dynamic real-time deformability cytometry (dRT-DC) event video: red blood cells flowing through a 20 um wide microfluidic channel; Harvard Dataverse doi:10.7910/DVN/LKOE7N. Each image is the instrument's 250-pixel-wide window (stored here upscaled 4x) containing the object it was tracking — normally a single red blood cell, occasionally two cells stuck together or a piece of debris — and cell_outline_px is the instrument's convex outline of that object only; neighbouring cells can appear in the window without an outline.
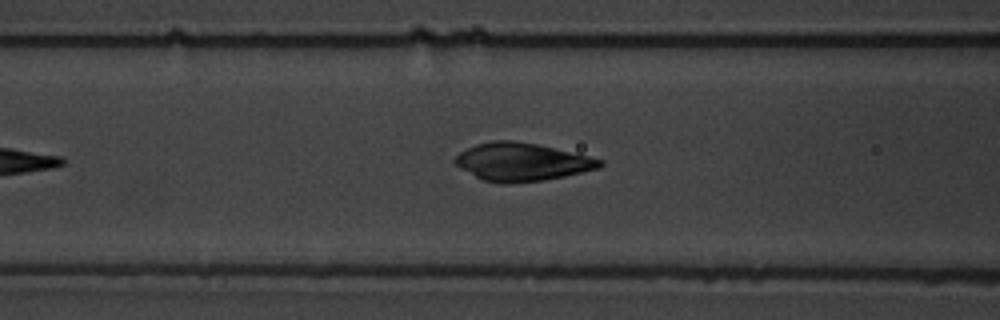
{"species": "common noctule bat (a hibernating species)", "species_latin": "Nyctalus noctula", "temperature_condition": "warm", "stored_images_in_passage": 6, "camera_frame_rate_fps": 3000, "um_per_image_px": 0.085, "animal": {"sex": "male", "body_mass_g": 19.5, "forearm_length_mm": 54.6}, "frame": {"image": 1, "passage_image": 6, "time_ms": 6.333, "image_size_px": [1000, 320], "cell_outline_px": [[604, 164], [600, 168], [564, 176], [544, 180], [508, 184], [500, 184], [484, 180], [460, 168], [452, 160], [460, 152], [476, 144], [492, 140], [512, 140], [536, 144], [588, 156], [604, 160]], "centroid_in_image_um": [44.35, 13.77], "position_along_channel_um": 122.3, "area_um2": 31.91}}